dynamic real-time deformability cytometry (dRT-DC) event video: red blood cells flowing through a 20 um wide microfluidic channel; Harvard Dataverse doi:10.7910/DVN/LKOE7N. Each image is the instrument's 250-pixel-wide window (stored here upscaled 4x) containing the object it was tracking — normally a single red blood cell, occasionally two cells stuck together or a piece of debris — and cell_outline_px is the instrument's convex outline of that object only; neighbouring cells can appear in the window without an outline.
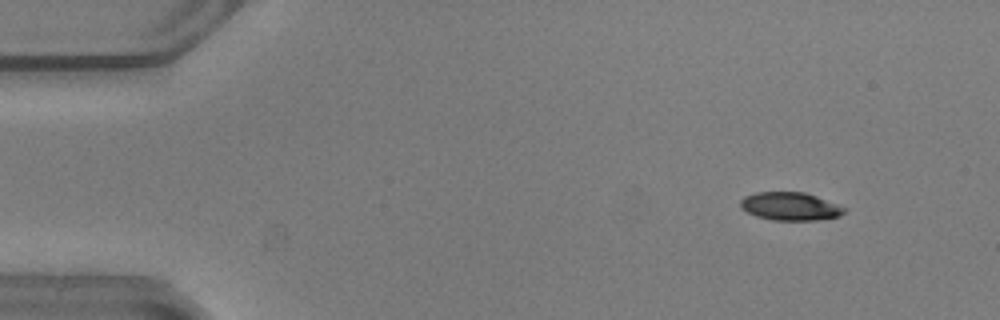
{"species": "common noctule bat (a hibernating species)", "species_latin": "Nyctalus noctula", "temperature_condition": "warm", "stored_images_in_passage": 11, "camera_frame_rate_fps": 3000, "um_per_image_px": 0.085, "animal": {"sex": "male", "body_mass_g": 20.5, "forearm_length_mm": 52.5}, "frame": {"image": 1, "passage_image": 4, "time_ms": 1.0, "image_size_px": [1000, 320], "cell_outline_px": [[848, 208], [840, 216], [816, 220], [772, 220], [756, 216], [740, 208], [740, 200], [744, 196], [756, 192], [804, 192], [816, 196]], "centroid_in_image_um": [67.16, 17.53], "position_along_channel_um": 17.8, "area_um2": 17.05}}